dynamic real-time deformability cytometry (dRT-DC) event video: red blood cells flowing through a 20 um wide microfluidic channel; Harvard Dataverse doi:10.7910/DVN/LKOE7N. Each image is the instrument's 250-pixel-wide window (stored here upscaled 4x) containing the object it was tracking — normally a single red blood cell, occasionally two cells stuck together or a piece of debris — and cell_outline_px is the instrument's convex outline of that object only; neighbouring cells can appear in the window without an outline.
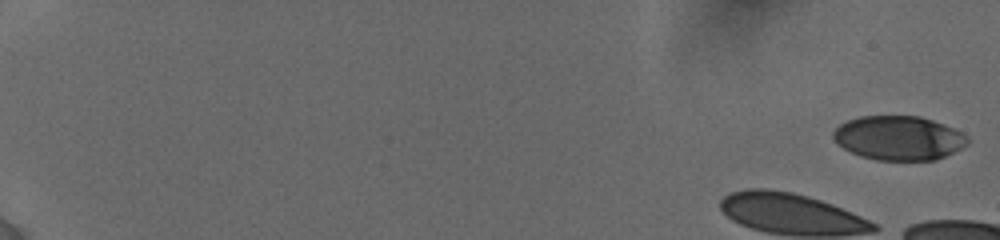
{"species": "human", "species_latin": "Homo sapiens", "temperature_condition": "cold", "stored_images_in_passage": 17, "camera_frame_rate_fps": 3000, "um_per_image_px": 0.085, "donor": {"sex": "female"}, "frame": {"image": 1, "passage_image": 1, "time_ms": 0.0, "image_size_px": [1000, 240], "cell_outline_px": [[968, 144], [936, 160], [876, 160], [860, 156], [844, 148], [832, 136], [832, 132], [840, 124], [848, 120], [860, 116], [920, 116], [944, 124], [968, 136]], "centroid_in_image_um": [76.38, 11.73], "position_along_channel_um": 8.6, "area_um2": 34.33}}
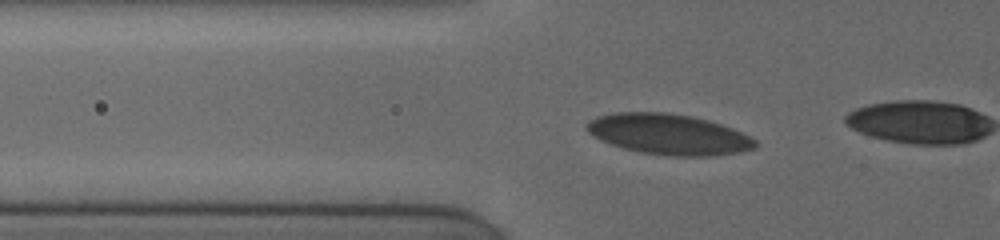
{"frame": {"image": 2, "passage_image": 15, "time_ms": 5.667, "image_size_px": [1000, 240], "cell_outline_px": [[756, 148], [740, 152], [712, 156], [668, 156], [640, 152], [624, 148], [612, 144], [588, 132], [584, 128], [588, 120], [596, 116], [612, 112], [668, 112], [692, 116], [708, 120], [732, 128], [756, 140]], "centroid_in_image_um": [56.82, 11.4], "position_along_channel_um": 69.0, "area_um2": 39.88}}